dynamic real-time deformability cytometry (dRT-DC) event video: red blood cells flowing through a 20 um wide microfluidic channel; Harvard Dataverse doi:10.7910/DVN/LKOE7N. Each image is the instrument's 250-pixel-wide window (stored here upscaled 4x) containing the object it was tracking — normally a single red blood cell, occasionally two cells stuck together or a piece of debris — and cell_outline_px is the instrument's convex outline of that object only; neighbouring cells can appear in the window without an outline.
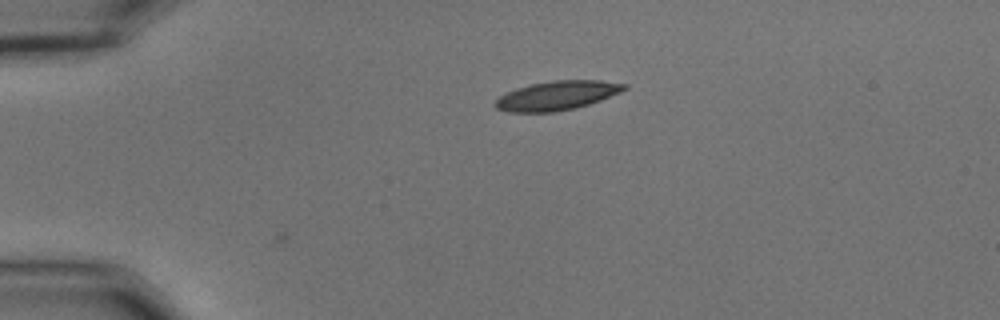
{"species": "common noctule bat (a hibernating species)", "species_latin": "Nyctalus noctula", "temperature_condition": "cold", "stored_images_in_passage": 3, "camera_frame_rate_fps": 3000, "um_per_image_px": 0.085, "animal": {"sex": "male", "body_mass_g": 15.6}, "frame": {"image": 1, "passage_image": 3, "time_ms": 0.667, "image_size_px": [1000, 320], "cell_outline_px": [[628, 88], [620, 92], [600, 100], [576, 108], [556, 112], [508, 112], [496, 108], [492, 104], [500, 96], [516, 88], [528, 84], [552, 80], [600, 80], [628, 84]], "centroid_in_image_um": [47.33, 8.12], "position_along_channel_um": 37.7, "area_um2": 22.02}}